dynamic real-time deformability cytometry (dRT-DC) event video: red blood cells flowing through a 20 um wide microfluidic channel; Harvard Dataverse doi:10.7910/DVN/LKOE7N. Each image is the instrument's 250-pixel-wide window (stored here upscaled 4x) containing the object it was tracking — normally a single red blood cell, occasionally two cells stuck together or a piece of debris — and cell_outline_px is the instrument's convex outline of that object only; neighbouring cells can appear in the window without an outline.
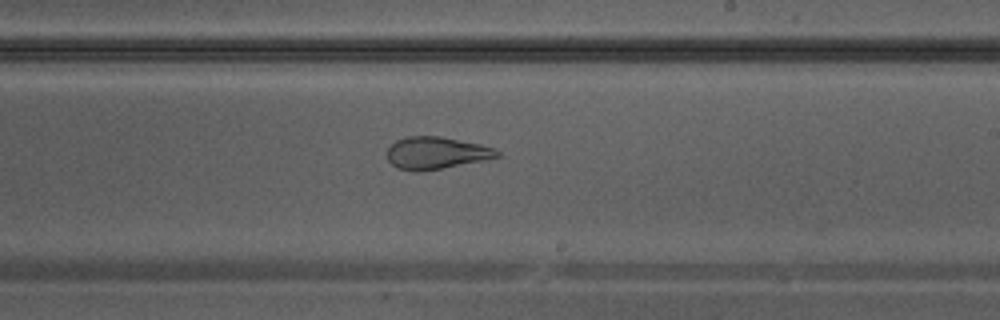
{"species": "Egyptian fruit bat (a non-hibernating species)", "species_latin": "Rousettus aegyptiacus", "temperature_condition": "warm", "stored_images_in_passage": 38, "camera_frame_rate_fps": 3000, "um_per_image_px": 0.085, "animal": {"sex": "male"}, "frame": {"image": 1, "passage_image": 22, "time_ms": 7.0, "image_size_px": [1000, 320], "cell_outline_px": [[500, 156], [440, 168], [416, 172], [396, 168], [388, 160], [388, 148], [396, 140], [408, 136], [440, 136], [480, 144], [492, 148], [500, 152]], "centroid_in_image_um": [37.02, 12.99], "position_along_channel_um": 252.0, "area_um2": 20.23}}